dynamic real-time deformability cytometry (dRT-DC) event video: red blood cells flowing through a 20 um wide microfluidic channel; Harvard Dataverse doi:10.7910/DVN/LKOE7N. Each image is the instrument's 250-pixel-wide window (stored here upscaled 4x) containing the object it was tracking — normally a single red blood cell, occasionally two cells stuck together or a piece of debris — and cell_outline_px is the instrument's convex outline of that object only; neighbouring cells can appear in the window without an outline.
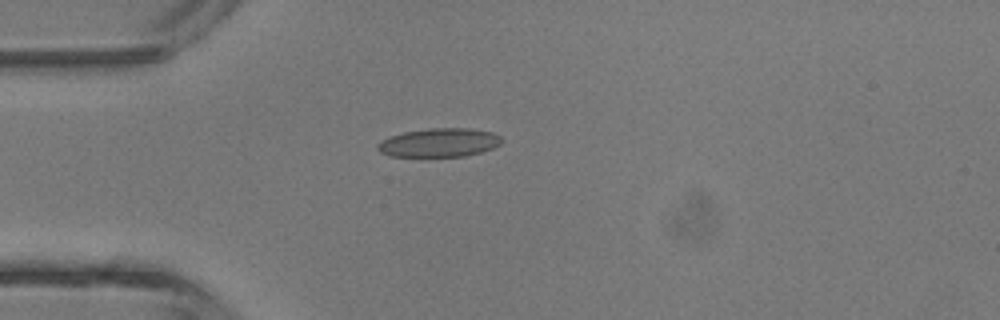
{"species": "common noctule bat (a hibernating species)", "species_latin": "Nyctalus noctula", "temperature_condition": "room temperature", "stored_images_in_passage": 1, "camera_frame_rate_fps": 3000, "um_per_image_px": 0.085, "animal": {"sex": "male", "body_mass_g": 13.3}, "frame": {"image": 1, "passage_image": 1, "time_ms": 0.0, "image_size_px": [1000, 320], "cell_outline_px": [[504, 140], [500, 144], [492, 148], [480, 152], [464, 156], [388, 156], [380, 152], [376, 148], [376, 144], [392, 136], [404, 132], [432, 128], [468, 128], [492, 132], [500, 136]], "centroid_in_image_um": [37.34, 12.12], "position_along_channel_um": 47.7, "area_um2": 20.58}}